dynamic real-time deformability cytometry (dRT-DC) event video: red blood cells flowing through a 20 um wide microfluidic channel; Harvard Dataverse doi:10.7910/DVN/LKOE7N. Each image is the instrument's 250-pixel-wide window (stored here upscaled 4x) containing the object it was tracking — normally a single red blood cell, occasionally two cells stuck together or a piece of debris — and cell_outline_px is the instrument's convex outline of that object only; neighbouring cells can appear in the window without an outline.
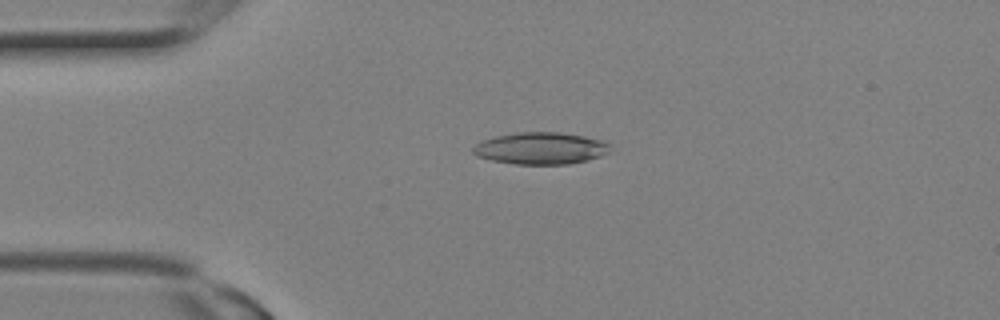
{"species": "Egyptian fruit bat (a non-hibernating species)", "species_latin": "Rousettus aegyptiacus", "temperature_condition": "room temperature", "stored_images_in_passage": 14, "camera_frame_rate_fps": 3000, "um_per_image_px": 0.085, "animal": {"sex": "female"}, "frame": {"image": 1, "passage_image": 6, "time_ms": 1.667, "image_size_px": [1000, 320], "cell_outline_px": [[612, 152], [588, 160], [568, 164], [516, 164], [492, 160], [476, 156], [472, 152], [472, 148], [476, 144], [484, 140], [496, 136], [516, 132], [560, 132], [584, 136], [600, 140], [608, 144]], "centroid_in_image_um": [45.96, 12.6], "position_along_channel_um": 39.0, "area_um2": 25.49}}
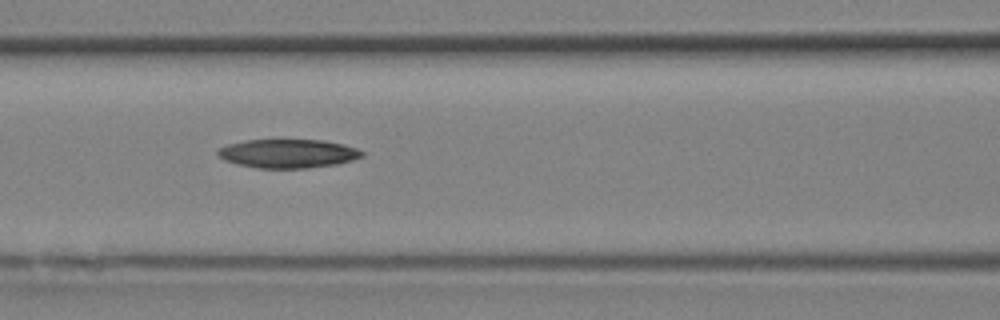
{"frame": {"image": 2, "passage_image": 11, "time_ms": 3.333, "image_size_px": [1000, 320], "cell_outline_px": [[364, 156], [352, 160], [336, 164], [304, 168], [256, 168], [236, 164], [224, 160], [216, 152], [220, 148], [228, 144], [244, 140], [324, 140], [356, 148], [364, 152]], "centroid_in_image_um": [24.46, 13.05], "position_along_channel_um": 142.1, "area_um2": 24.04}}
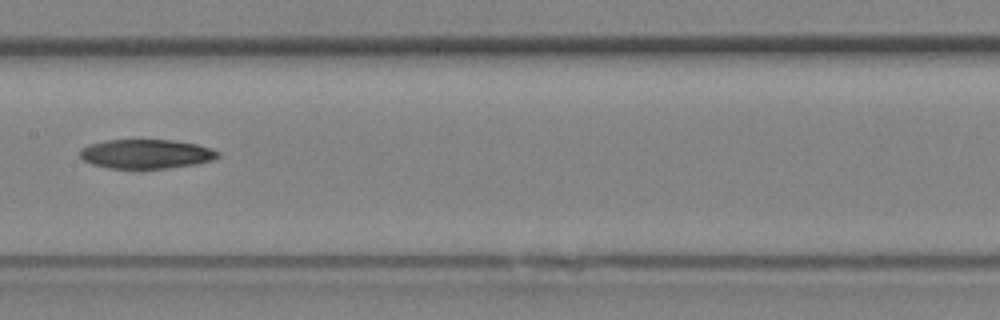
{"frame": {"image": 3, "passage_image": 13, "time_ms": 4.0, "image_size_px": [1000, 320], "cell_outline_px": [[220, 156], [212, 160], [196, 164], [168, 168], [108, 168], [92, 164], [84, 160], [80, 156], [80, 148], [88, 144], [108, 140], [172, 140], [196, 144], [212, 148], [220, 152]], "centroid_in_image_um": [12.43, 13.08], "position_along_channel_um": 195.0, "area_um2": 23.52}}